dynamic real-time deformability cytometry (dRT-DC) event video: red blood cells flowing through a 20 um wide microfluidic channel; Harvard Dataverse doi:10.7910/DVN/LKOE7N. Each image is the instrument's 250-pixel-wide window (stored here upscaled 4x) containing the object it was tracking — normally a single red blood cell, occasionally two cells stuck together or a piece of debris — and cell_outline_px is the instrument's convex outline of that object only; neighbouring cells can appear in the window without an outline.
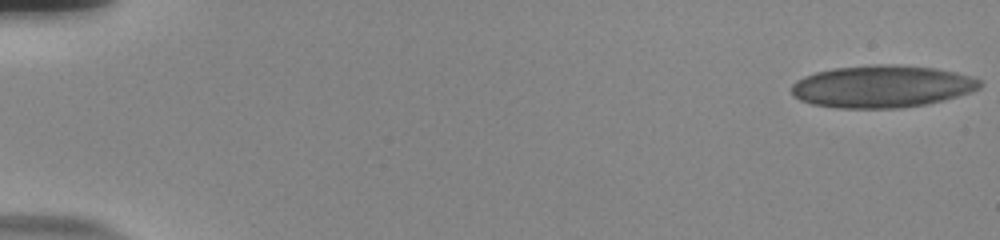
{"species": "human", "species_latin": "Homo sapiens", "temperature_condition": "room temperature", "stored_images_in_passage": 56, "camera_frame_rate_fps": 3000, "um_per_image_px": 0.085, "donor": {"sex": "male"}, "frame": {"image": 1, "passage_image": 1, "time_ms": 0.0, "image_size_px": [1000, 240], "cell_outline_px": [[980, 84], [976, 88], [968, 92], [956, 96], [924, 104], [896, 108], [840, 108], [812, 104], [800, 100], [792, 92], [792, 84], [796, 80], [804, 76], [816, 72], [836, 68], [880, 64], [932, 68], [952, 72], [980, 80]], "centroid_in_image_um": [74.87, 7.36], "position_along_channel_um": 10.1, "area_um2": 45.26}}
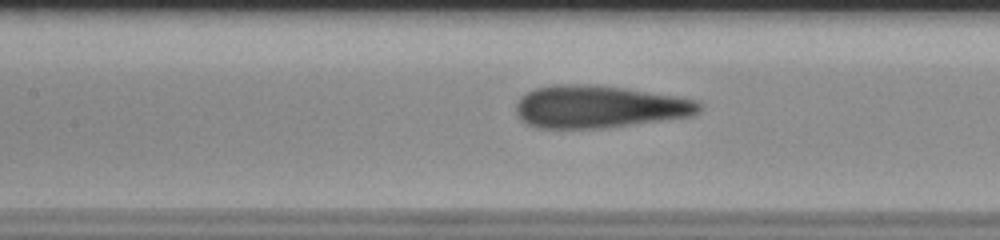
{"frame": {"image": 2, "passage_image": 27, "time_ms": 8.667, "image_size_px": [1000, 240], "cell_outline_px": [[700, 108], [692, 116], [604, 128], [540, 128], [528, 124], [520, 120], [516, 112], [516, 104], [520, 96], [536, 88], [552, 84], [588, 84], [628, 88], [676, 96], [696, 100], [700, 104]], "centroid_in_image_um": [50.88, 9.06], "position_along_channel_um": 156.5, "area_um2": 45.37}}
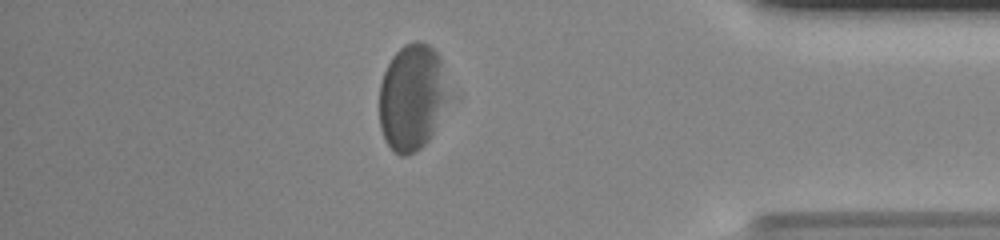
{"frame": {"image": 3, "passage_image": 49, "time_ms": 16.0, "image_size_px": [1000, 240], "cell_outline_px": [[448, 96], [432, 136], [420, 148], [404, 156], [400, 156], [384, 140], [380, 128], [380, 84], [384, 72], [392, 56], [404, 44], [416, 40], [420, 40], [428, 44], [440, 56]], "centroid_in_image_um": [35.0, 8.25], "position_along_channel_um": 400.2, "area_um2": 42.54}, "authors_computed_cell_mechanics": {"area_um2": 44.9106, "velocity_mm_per_s": 3.6906, "shape_relaxation_time_tau1_ms": 6.2843, "shape_relaxation_time_tau2_ms": 1.2756, "deformation_change_tau1": 0.1705, "deformation_change_tau2": 0.108}}